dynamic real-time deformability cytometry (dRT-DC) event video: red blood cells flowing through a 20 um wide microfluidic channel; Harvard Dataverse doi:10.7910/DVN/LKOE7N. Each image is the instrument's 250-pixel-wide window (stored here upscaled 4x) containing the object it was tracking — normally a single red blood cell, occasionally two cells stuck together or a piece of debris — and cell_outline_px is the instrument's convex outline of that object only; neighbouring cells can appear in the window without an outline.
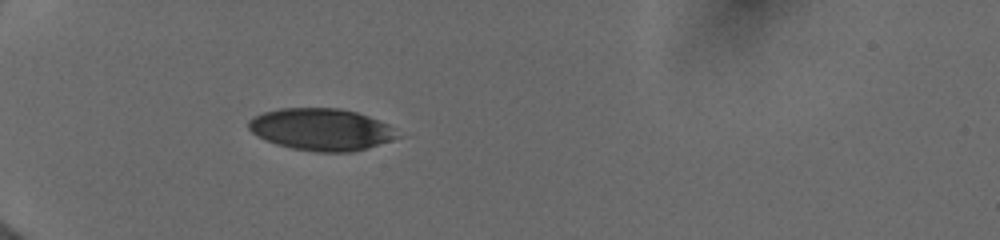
{"species": "human", "species_latin": "Homo sapiens", "temperature_condition": "cold", "stored_images_in_passage": 60, "camera_frame_rate_fps": 3000, "um_per_image_px": 0.085, "donor": {"sex": "female"}, "frame": {"image": 1, "passage_image": 1, "time_ms": 0.0, "image_size_px": [1000, 240], "cell_outline_px": [[400, 136], [352, 152], [316, 152], [292, 148], [276, 144], [264, 140], [252, 132], [248, 128], [248, 120], [264, 112], [280, 108], [336, 108], [356, 112], [368, 116], [388, 124]], "centroid_in_image_um": [27.25, 11.0], "position_along_channel_um": 57.8, "area_um2": 36.01}}
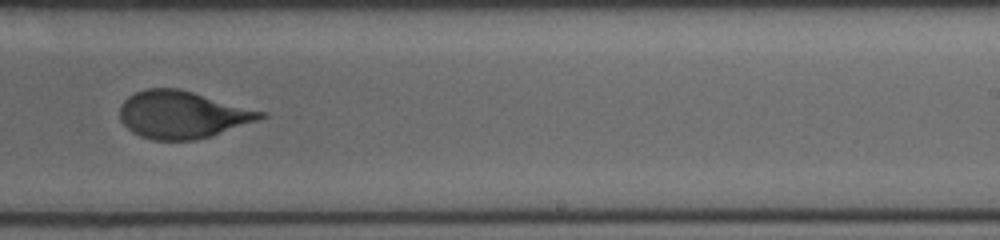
{"frame": {"image": 2, "passage_image": 33, "time_ms": 6.0, "image_size_px": [1000, 240], "cell_outline_px": [[268, 116], [212, 136], [196, 140], [152, 140], [140, 136], [132, 132], [120, 120], [120, 104], [128, 96], [136, 92], [148, 88], [180, 88], [268, 112]], "centroid_in_image_um": [15.51, 9.74], "position_along_channel_um": 273.5, "area_um2": 39.13}}
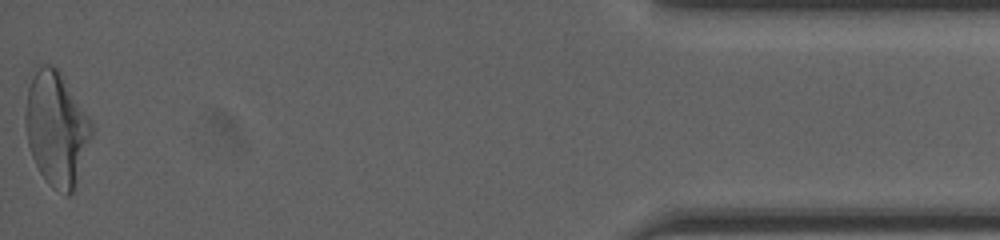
{"frame": {"image": 3, "passage_image": 60, "time_ms": 11.667, "image_size_px": [1000, 240], "cell_outline_px": [[92, 136], [72, 192], [68, 196], [64, 196], [52, 188], [48, 184], [40, 172], [32, 156], [28, 144], [24, 120], [24, 116], [28, 88], [40, 64], [52, 64], [60, 72], [88, 116], [92, 124]], "centroid_in_image_um": [4.78, 10.96], "position_along_channel_um": 430.4, "area_um2": 43.41}, "authors_computed_cell_mechanics": {"area_um2": 39.4196, "velocity_mm_per_s": 3.9794, "shape_relaxation_time_tau1_ms": 4.0817, "shape_relaxation_time_tau2_ms": 0.6643, "deformation_change_tau1": 0.1599, "deformation_change_tau2": 0.0503}}